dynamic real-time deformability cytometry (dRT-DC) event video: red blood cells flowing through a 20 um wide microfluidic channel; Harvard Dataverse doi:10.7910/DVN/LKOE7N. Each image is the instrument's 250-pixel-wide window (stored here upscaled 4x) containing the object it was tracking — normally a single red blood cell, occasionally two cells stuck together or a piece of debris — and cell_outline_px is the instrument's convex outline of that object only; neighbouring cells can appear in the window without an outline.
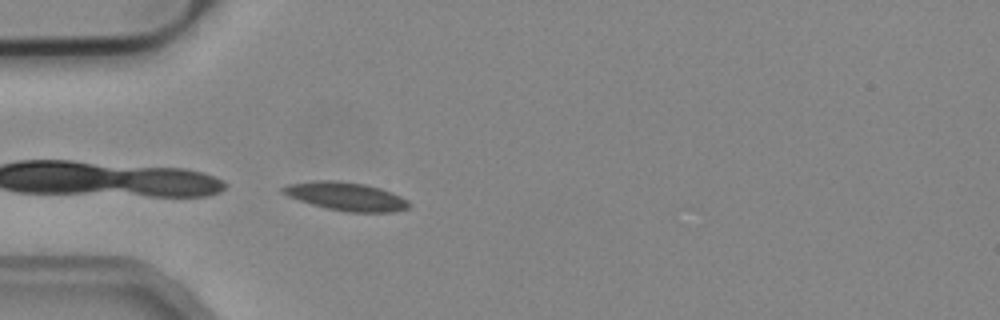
{"species": "common noctule bat (a hibernating species)", "species_latin": "Nyctalus noctula", "temperature_condition": "cold", "stored_images_in_passage": 21, "camera_frame_rate_fps": 3000, "um_per_image_px": 0.085, "animal": {"sex": "male", "body_mass_g": 19.2, "forearm_length_mm": 51.8}, "frame": {"image": 1, "passage_image": 1, "time_ms": 0.0, "image_size_px": [1000, 320], "cell_outline_px": [[408, 208], [392, 212], [348, 212], [328, 208], [312, 204], [288, 196], [280, 192], [280, 188], [288, 184], [312, 180], [336, 180], [364, 184], [380, 188], [392, 192], [408, 200]], "centroid_in_image_um": [29.38, 16.68], "position_along_channel_um": 55.6, "area_um2": 20.75}}
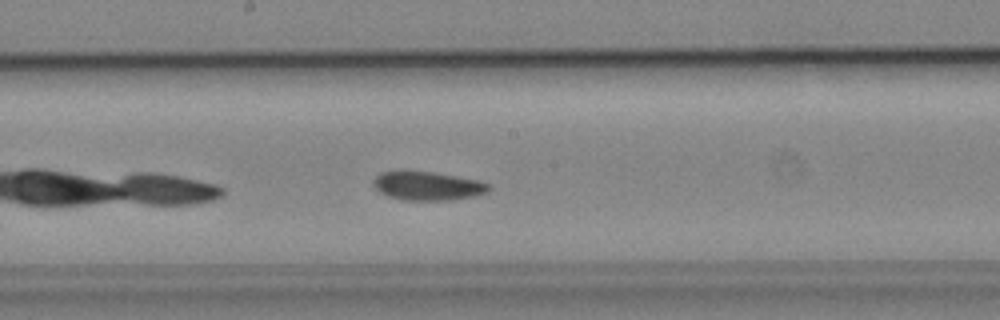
{"frame": {"image": 2, "passage_image": 14, "time_ms": 4.333, "image_size_px": [1000, 320], "cell_outline_px": [[488, 192], [472, 196], [448, 200], [404, 200], [388, 196], [380, 192], [372, 184], [372, 180], [380, 172], [392, 168], [404, 168], [432, 172], [480, 180], [488, 184]], "centroid_in_image_um": [36.23, 15.75], "position_along_channel_um": 212.0, "area_um2": 19.88}}
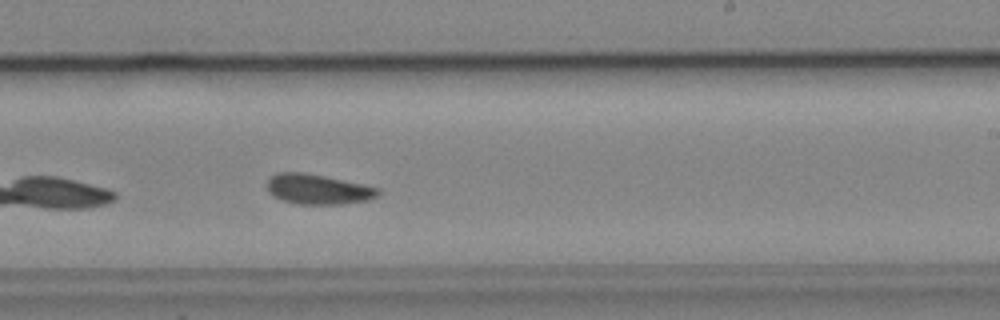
{"frame": {"image": 3, "passage_image": 18, "time_ms": 5.667, "image_size_px": [1000, 320], "cell_outline_px": [[380, 192], [376, 196], [368, 200], [340, 204], [296, 204], [284, 200], [268, 192], [268, 180], [276, 172], [304, 172], [324, 176], [380, 188]], "centroid_in_image_um": [27.02, 16.08], "position_along_channel_um": 262.0, "area_um2": 19.19}}